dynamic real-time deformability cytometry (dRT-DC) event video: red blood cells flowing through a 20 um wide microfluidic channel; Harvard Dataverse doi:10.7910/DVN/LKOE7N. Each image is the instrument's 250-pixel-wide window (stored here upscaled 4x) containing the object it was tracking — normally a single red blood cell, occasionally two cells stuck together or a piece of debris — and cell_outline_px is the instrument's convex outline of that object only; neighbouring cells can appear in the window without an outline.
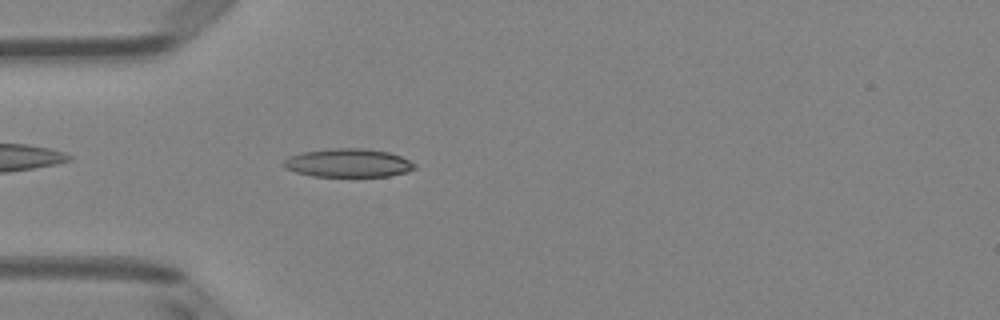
{"species": "Egyptian fruit bat (a non-hibernating species)", "species_latin": "Rousettus aegyptiacus", "temperature_condition": "room temperature", "stored_images_in_passage": 38, "camera_frame_rate_fps": 3000, "um_per_image_px": 0.085, "animal": {"sex": "female"}, "frame": {"image": 1, "passage_image": 3, "time_ms": 0.667, "image_size_px": [1000, 320], "cell_outline_px": [[416, 168], [408, 172], [388, 176], [312, 176], [296, 172], [284, 168], [284, 160], [288, 156], [300, 152], [332, 148], [360, 148], [388, 152], [400, 156], [416, 164]], "centroid_in_image_um": [29.58, 13.85], "position_along_channel_um": 55.4, "area_um2": 21.73}}
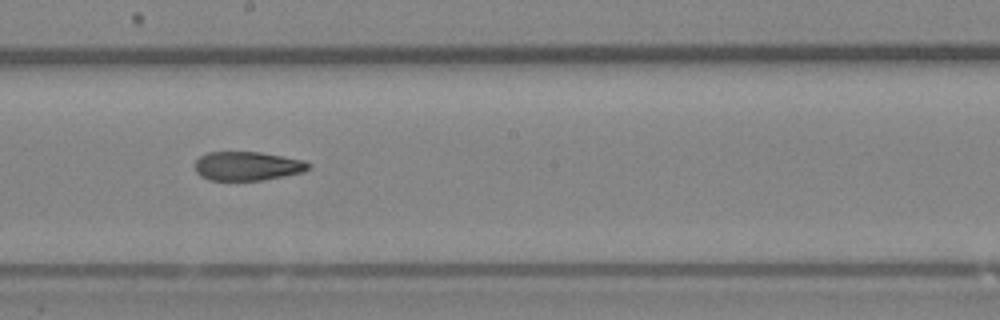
{"frame": {"image": 2, "passage_image": 16, "time_ms": 5.0, "image_size_px": [1000, 320], "cell_outline_px": [[312, 164], [304, 172], [264, 180], [208, 180], [200, 176], [196, 172], [196, 160], [200, 156], [208, 152], [260, 152], [304, 160]], "centroid_in_image_um": [21.04, 14.11], "position_along_channel_um": 227.2, "area_um2": 19.19}}
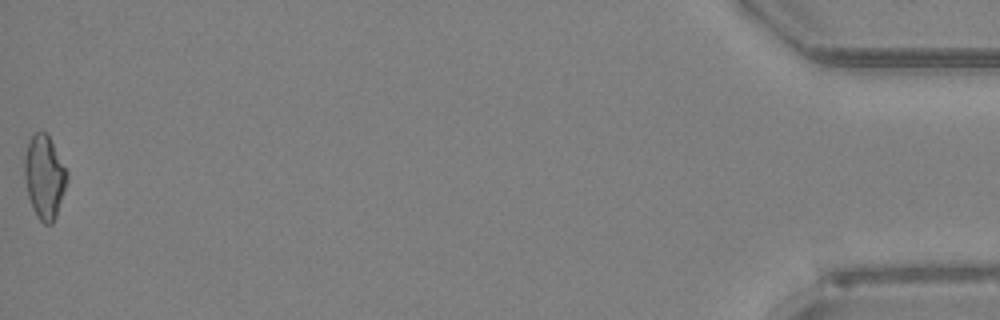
{"frame": {"image": 3, "passage_image": 38, "time_ms": 12.333, "image_size_px": [1000, 320], "cell_outline_px": [[68, 180], [56, 216], [52, 224], [44, 224], [36, 216], [32, 208], [28, 196], [24, 176], [24, 156], [28, 140], [36, 132], [44, 132], [48, 136], [68, 172]], "centroid_in_image_um": [3.76, 15.06], "position_along_channel_um": 431.4, "area_um2": 20.63}, "authors_computed_cell_mechanics": {"area_um2": 20.23, "velocity_mm_per_s": 4.1249, "shape_relaxation_time_tau1_ms": null, "shape_relaxation_time_tau2_ms": 4.4005, "deformation_change_tau1": null, "deformation_change_tau2": 0.1318}}